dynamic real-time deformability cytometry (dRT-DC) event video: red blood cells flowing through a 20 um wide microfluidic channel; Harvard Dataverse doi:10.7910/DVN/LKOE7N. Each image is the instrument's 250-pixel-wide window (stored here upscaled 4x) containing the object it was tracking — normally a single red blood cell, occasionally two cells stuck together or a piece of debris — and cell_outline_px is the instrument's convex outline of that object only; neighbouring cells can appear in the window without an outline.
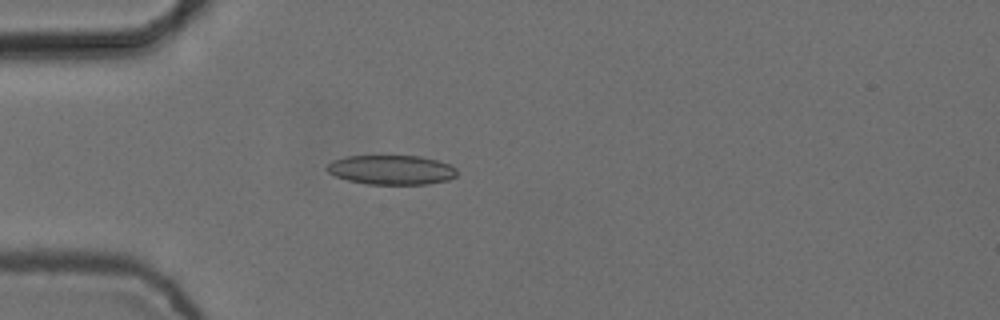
{"species": "common noctule bat (a hibernating species)", "species_latin": "Nyctalus noctula", "temperature_condition": "cold", "stored_images_in_passage": 4, "camera_frame_rate_fps": 3000, "um_per_image_px": 0.085, "animal": {"sex": "female", "body_mass_g": 24.6, "forearm_length_mm": 56.2}, "frame": {"image": 1, "passage_image": 4, "time_ms": 1.0, "image_size_px": [1000, 320], "cell_outline_px": [[456, 176], [448, 180], [428, 184], [368, 184], [348, 180], [336, 176], [328, 172], [324, 168], [332, 160], [344, 156], [420, 156], [436, 160], [448, 164], [456, 168]], "centroid_in_image_um": [33.24, 14.43], "position_along_channel_um": 51.8, "area_um2": 22.31}}